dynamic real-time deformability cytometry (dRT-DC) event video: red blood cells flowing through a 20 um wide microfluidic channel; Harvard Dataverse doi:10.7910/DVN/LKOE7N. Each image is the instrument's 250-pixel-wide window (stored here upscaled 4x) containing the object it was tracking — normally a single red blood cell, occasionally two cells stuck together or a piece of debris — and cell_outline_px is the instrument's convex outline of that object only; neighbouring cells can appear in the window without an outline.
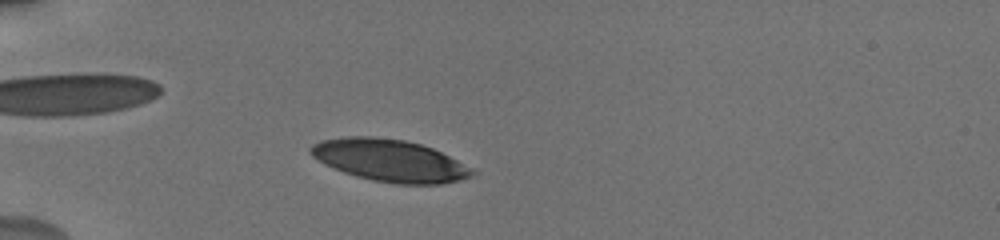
{"species": "human", "species_latin": "Homo sapiens", "temperature_condition": "cold", "stored_images_in_passage": 23, "camera_frame_rate_fps": 3000, "um_per_image_px": 0.085, "donor": {"sex": "male"}, "frame": {"image": 1, "passage_image": 8, "time_ms": 2.333, "image_size_px": [1000, 240], "cell_outline_px": [[476, 172], [472, 176], [460, 180], [440, 184], [396, 184], [372, 180], [356, 176], [344, 172], [324, 164], [312, 156], [308, 152], [308, 148], [312, 144], [320, 140], [348, 136], [376, 136], [404, 140], [420, 144], [432, 148], [472, 168]], "centroid_in_image_um": [33.09, 13.63], "position_along_channel_um": 51.9, "area_um2": 39.65}}
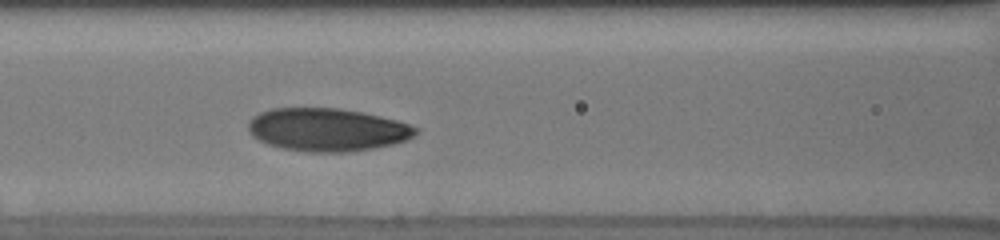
{"frame": {"image": 2, "passage_image": 20, "time_ms": 5.333, "image_size_px": [1000, 240], "cell_outline_px": [[420, 132], [416, 136], [408, 140], [392, 144], [372, 148], [348, 152], [308, 152], [280, 148], [268, 144], [252, 136], [248, 132], [248, 120], [252, 116], [260, 112], [272, 108], [336, 108], [360, 112], [380, 116], [396, 120], [420, 128]], "centroid_in_image_um": [27.81, 11.03], "position_along_channel_um": 138.8, "area_um2": 42.19}}
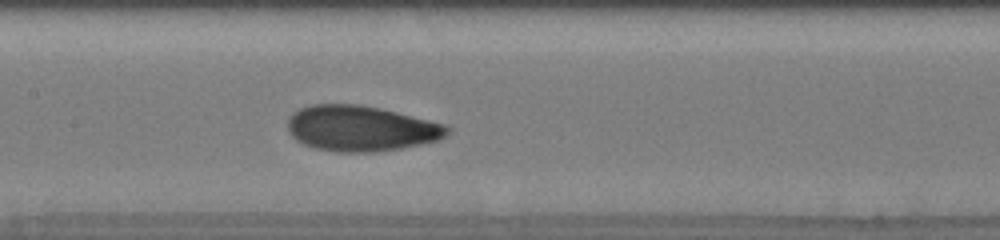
{"frame": {"image": 3, "passage_image": 23, "time_ms": 6.333, "image_size_px": [1000, 240], "cell_outline_px": [[452, 128], [444, 136], [436, 140], [420, 144], [400, 148], [376, 152], [336, 152], [312, 148], [296, 140], [288, 132], [288, 120], [292, 112], [300, 108], [312, 104], [360, 104], [380, 108], [428, 120]], "centroid_in_image_um": [30.6, 10.92], "position_along_channel_um": 176.8, "area_um2": 42.25}}